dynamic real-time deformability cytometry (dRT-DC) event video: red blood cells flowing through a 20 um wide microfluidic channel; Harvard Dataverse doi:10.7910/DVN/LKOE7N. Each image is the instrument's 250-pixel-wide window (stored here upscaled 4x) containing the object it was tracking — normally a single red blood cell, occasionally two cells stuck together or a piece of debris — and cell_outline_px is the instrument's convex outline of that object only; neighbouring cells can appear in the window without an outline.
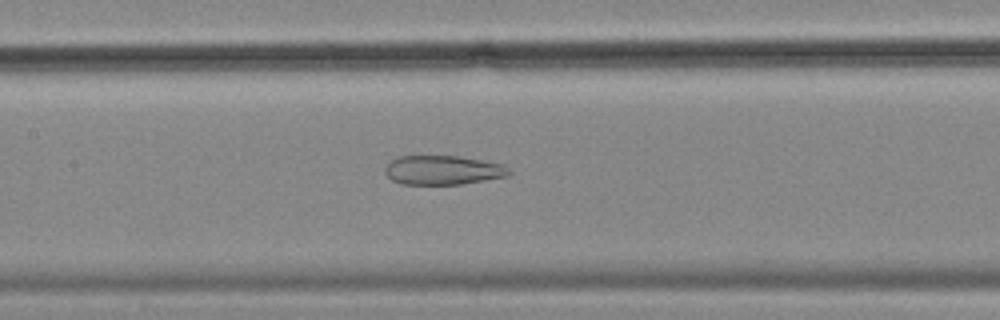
{"species": "common noctule bat (a hibernating species)", "species_latin": "Nyctalus noctula", "temperature_condition": "cold", "stored_images_in_passage": 56, "camera_frame_rate_fps": 3000, "um_per_image_px": 0.085, "animal": {"sex": "female", "body_mass_g": 18.4}, "frame": {"image": 1, "passage_image": 26, "time_ms": 8.333, "image_size_px": [1000, 320], "cell_outline_px": [[512, 172], [508, 176], [460, 184], [400, 184], [392, 180], [384, 172], [384, 168], [396, 156], [460, 156], [504, 164]], "centroid_in_image_um": [37.65, 14.45], "position_along_channel_um": 169.8, "area_um2": 21.15}}
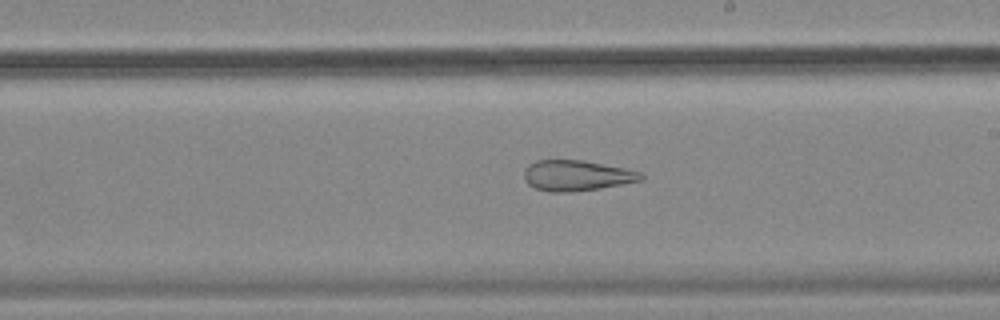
{"frame": {"image": 2, "passage_image": 32, "time_ms": 10.333, "image_size_px": [1000, 320], "cell_outline_px": [[644, 180], [600, 188], [572, 192], [548, 192], [536, 188], [528, 184], [524, 176], [524, 172], [528, 164], [536, 160], [580, 160], [624, 168], [640, 172], [644, 176]], "centroid_in_image_um": [49.01, 14.93], "position_along_channel_um": 240.0, "area_um2": 20.75}}
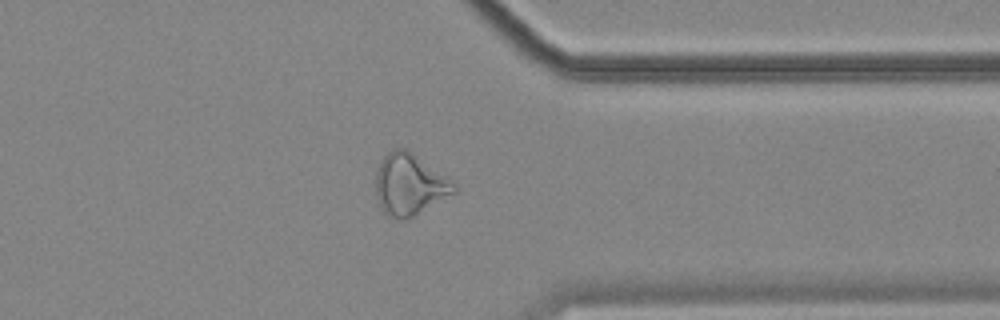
{"frame": {"image": 3, "passage_image": 44, "time_ms": 14.333, "image_size_px": [1000, 320], "cell_outline_px": [[456, 192], [408, 220], [400, 220], [388, 216], [380, 208], [376, 196], [376, 168], [384, 156], [392, 148], [404, 148], [456, 180]], "centroid_in_image_um": [34.83, 15.7], "position_along_channel_um": 376.6, "area_um2": 28.55}, "authors_computed_cell_mechanics": {"area_um2": 29.0156, "velocity_mm_per_s": 3.5312, "shape_relaxation_time_tau1_ms": null, "shape_relaxation_time_tau2_ms": 2.4511, "deformation_change_tau1": null, "deformation_change_tau2": 0.1241}}